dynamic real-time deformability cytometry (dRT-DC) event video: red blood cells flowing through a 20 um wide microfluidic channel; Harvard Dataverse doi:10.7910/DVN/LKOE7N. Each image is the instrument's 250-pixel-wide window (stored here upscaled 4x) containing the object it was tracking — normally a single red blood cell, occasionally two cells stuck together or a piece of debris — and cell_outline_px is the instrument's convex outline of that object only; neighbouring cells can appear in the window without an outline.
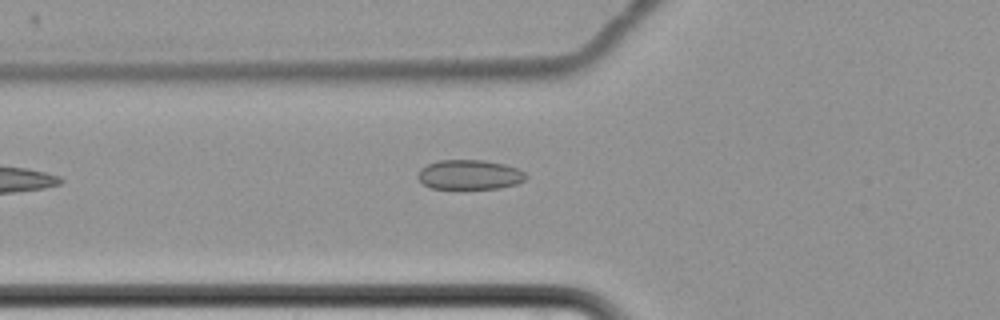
{"species": "common noctule bat (a hibernating species)", "species_latin": "Nyctalus noctula", "temperature_condition": "cold", "stored_images_in_passage": 9, "camera_frame_rate_fps": 3000, "um_per_image_px": 0.085, "animal": {"sex": "female", "body_mass_g": 22.7, "forearm_length_mm": 54.2}, "frame": {"image": 1, "passage_image": 8, "time_ms": 9.333, "image_size_px": [1000, 320], "cell_outline_px": [[528, 176], [524, 180], [516, 184], [500, 188], [432, 188], [424, 184], [416, 176], [420, 168], [428, 164], [440, 160], [484, 160], [504, 164], [516, 168], [524, 172]], "centroid_in_image_um": [39.91, 14.84], "position_along_channel_um": 85.9, "area_um2": 18.55}}
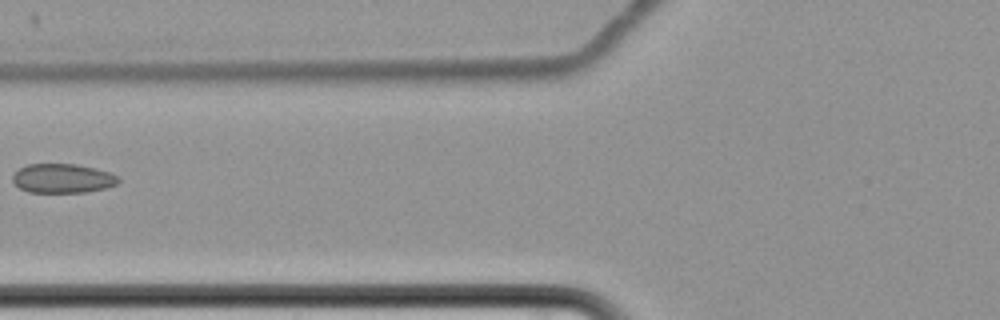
{"frame": {"image": 2, "passage_image": 9, "time_ms": 10.333, "image_size_px": [1000, 320], "cell_outline_px": [[120, 180], [116, 184], [104, 188], [88, 192], [28, 192], [20, 188], [12, 180], [12, 176], [20, 168], [28, 164], [76, 164], [96, 168], [120, 176]], "centroid_in_image_um": [5.34, 15.16], "position_along_channel_um": 120.5, "area_um2": 17.98}}